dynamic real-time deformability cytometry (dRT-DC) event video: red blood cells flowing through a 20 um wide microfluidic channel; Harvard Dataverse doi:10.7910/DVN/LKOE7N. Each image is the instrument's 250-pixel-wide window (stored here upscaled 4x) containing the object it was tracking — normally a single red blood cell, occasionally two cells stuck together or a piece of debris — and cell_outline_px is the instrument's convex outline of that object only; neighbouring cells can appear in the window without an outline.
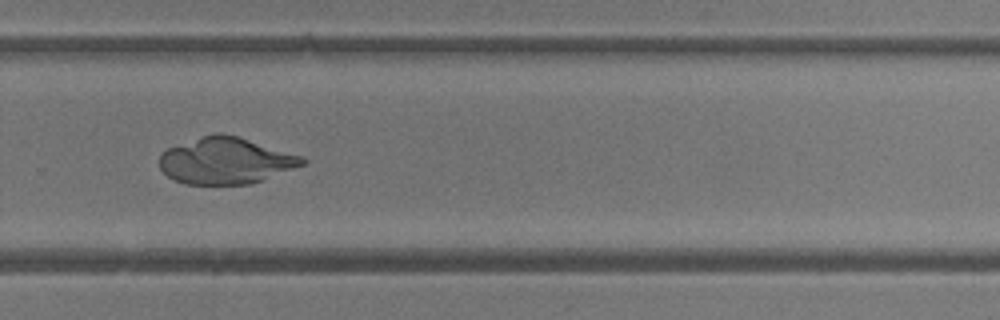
{"species": "common noctule bat (a hibernating species)", "species_latin": "Nyctalus noctula", "temperature_condition": "room temperature", "stored_images_in_passage": 40, "camera_frame_rate_fps": 3000, "um_per_image_px": 0.085, "animal": {"sex": "female"}, "frame": {"image": 1, "passage_image": 30, "time_ms": 9.667, "image_size_px": [1000, 320], "cell_outline_px": [[308, 160], [304, 164], [264, 180], [252, 184], [184, 184], [172, 180], [160, 168], [160, 156], [168, 148], [216, 132], [220, 132], [236, 136], [304, 156]], "centroid_in_image_um": [19.21, 13.68], "position_along_channel_um": 310.6, "area_um2": 38.49}}